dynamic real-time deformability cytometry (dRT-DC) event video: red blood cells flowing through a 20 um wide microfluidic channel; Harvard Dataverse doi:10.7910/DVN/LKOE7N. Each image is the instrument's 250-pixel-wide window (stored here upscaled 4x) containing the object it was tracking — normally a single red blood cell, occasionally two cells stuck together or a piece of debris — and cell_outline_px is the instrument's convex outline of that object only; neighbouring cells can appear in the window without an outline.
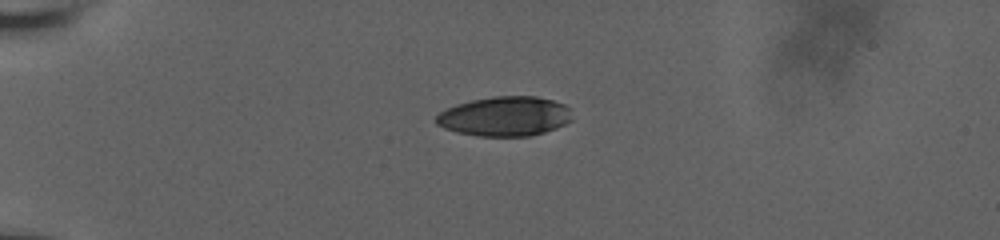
{"species": "human", "species_latin": "Homo sapiens", "temperature_condition": "room temperature", "stored_images_in_passage": 18, "camera_frame_rate_fps": 3000, "um_per_image_px": 0.085, "donor": {"sex": "male"}, "frame": {"image": 1, "passage_image": 1, "time_ms": 0.0, "image_size_px": [1000, 240], "cell_outline_px": [[572, 120], [556, 128], [532, 136], [480, 136], [456, 132], [444, 128], [436, 124], [436, 116], [440, 112], [456, 104], [472, 100], [492, 96], [536, 96], [552, 100], [564, 104], [568, 108]], "centroid_in_image_um": [42.9, 9.89], "position_along_channel_um": 42.1, "area_um2": 31.33}}
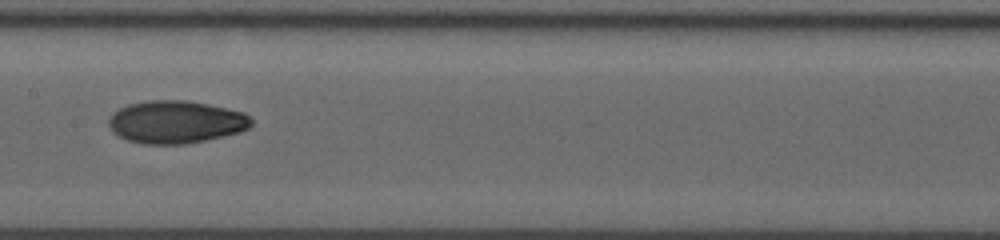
{"frame": {"image": 2, "passage_image": 11, "time_ms": 5.333, "image_size_px": [1000, 240], "cell_outline_px": [[252, 124], [248, 128], [240, 132], [204, 140], [184, 144], [144, 144], [128, 140], [112, 132], [108, 124], [108, 120], [112, 112], [128, 104], [148, 100], [188, 100], [208, 104], [244, 112], [252, 120]], "centroid_in_image_um": [14.93, 10.36], "position_along_channel_um": 192.5, "area_um2": 35.49}}
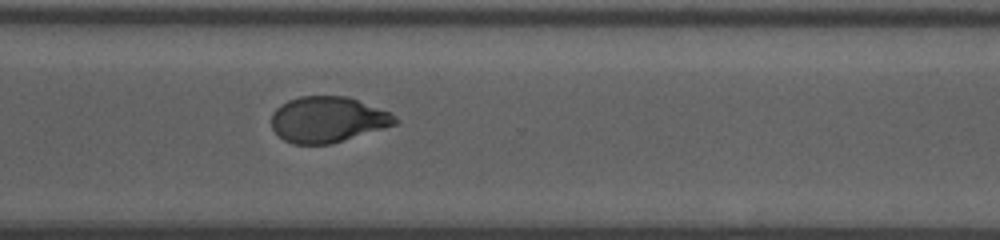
{"frame": {"image": 3, "passage_image": 18, "time_ms": 9.333, "image_size_px": [1000, 240], "cell_outline_px": [[400, 120], [396, 124], [384, 128], [332, 144], [292, 144], [284, 140], [272, 128], [272, 112], [280, 104], [288, 100], [300, 96], [348, 96], [388, 112], [396, 116]], "centroid_in_image_um": [27.84, 10.16], "position_along_channel_um": 342.8, "area_um2": 33.0}}